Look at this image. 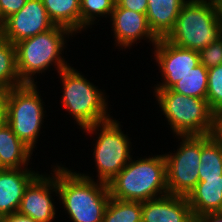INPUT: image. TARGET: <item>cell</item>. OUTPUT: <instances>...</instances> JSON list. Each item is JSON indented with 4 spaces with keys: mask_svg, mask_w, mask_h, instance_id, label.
<instances>
[{
    "mask_svg": "<svg viewBox=\"0 0 222 222\" xmlns=\"http://www.w3.org/2000/svg\"><path fill=\"white\" fill-rule=\"evenodd\" d=\"M57 188L60 205L73 222H102L110 194L108 185L90 176L58 165ZM96 180V182H95ZM62 203V204H61Z\"/></svg>",
    "mask_w": 222,
    "mask_h": 222,
    "instance_id": "cell-1",
    "label": "cell"
},
{
    "mask_svg": "<svg viewBox=\"0 0 222 222\" xmlns=\"http://www.w3.org/2000/svg\"><path fill=\"white\" fill-rule=\"evenodd\" d=\"M73 35L75 37L70 29L54 25L45 32L16 43L17 72L20 80L24 84H37V75L47 72L52 66L57 73L69 66L70 63H67L62 53L67 48V39Z\"/></svg>",
    "mask_w": 222,
    "mask_h": 222,
    "instance_id": "cell-2",
    "label": "cell"
},
{
    "mask_svg": "<svg viewBox=\"0 0 222 222\" xmlns=\"http://www.w3.org/2000/svg\"><path fill=\"white\" fill-rule=\"evenodd\" d=\"M107 185L110 196L120 200L144 202L167 195L164 153L131 158Z\"/></svg>",
    "mask_w": 222,
    "mask_h": 222,
    "instance_id": "cell-3",
    "label": "cell"
},
{
    "mask_svg": "<svg viewBox=\"0 0 222 222\" xmlns=\"http://www.w3.org/2000/svg\"><path fill=\"white\" fill-rule=\"evenodd\" d=\"M58 74L63 90L62 106L81 130L113 117L109 114L111 109L108 110V96H105V90L95 86L72 65L65 67Z\"/></svg>",
    "mask_w": 222,
    "mask_h": 222,
    "instance_id": "cell-4",
    "label": "cell"
},
{
    "mask_svg": "<svg viewBox=\"0 0 222 222\" xmlns=\"http://www.w3.org/2000/svg\"><path fill=\"white\" fill-rule=\"evenodd\" d=\"M222 37L212 0H188L165 39L176 46L199 51Z\"/></svg>",
    "mask_w": 222,
    "mask_h": 222,
    "instance_id": "cell-5",
    "label": "cell"
},
{
    "mask_svg": "<svg viewBox=\"0 0 222 222\" xmlns=\"http://www.w3.org/2000/svg\"><path fill=\"white\" fill-rule=\"evenodd\" d=\"M153 96L173 135L200 136L212 134L214 116L207 99L189 97L171 89H154Z\"/></svg>",
    "mask_w": 222,
    "mask_h": 222,
    "instance_id": "cell-6",
    "label": "cell"
},
{
    "mask_svg": "<svg viewBox=\"0 0 222 222\" xmlns=\"http://www.w3.org/2000/svg\"><path fill=\"white\" fill-rule=\"evenodd\" d=\"M39 94L37 84H24L3 93L5 121L32 151L38 143L46 117V105Z\"/></svg>",
    "mask_w": 222,
    "mask_h": 222,
    "instance_id": "cell-7",
    "label": "cell"
},
{
    "mask_svg": "<svg viewBox=\"0 0 222 222\" xmlns=\"http://www.w3.org/2000/svg\"><path fill=\"white\" fill-rule=\"evenodd\" d=\"M120 121L113 119L93 124L82 131L97 135L93 160L97 168L98 181L108 184L130 161L131 139L122 131Z\"/></svg>",
    "mask_w": 222,
    "mask_h": 222,
    "instance_id": "cell-8",
    "label": "cell"
},
{
    "mask_svg": "<svg viewBox=\"0 0 222 222\" xmlns=\"http://www.w3.org/2000/svg\"><path fill=\"white\" fill-rule=\"evenodd\" d=\"M176 138L178 141L181 138L176 152L164 154L167 190L168 194L187 197L199 182L201 135L177 136Z\"/></svg>",
    "mask_w": 222,
    "mask_h": 222,
    "instance_id": "cell-9",
    "label": "cell"
},
{
    "mask_svg": "<svg viewBox=\"0 0 222 222\" xmlns=\"http://www.w3.org/2000/svg\"><path fill=\"white\" fill-rule=\"evenodd\" d=\"M50 174L39 173L26 187L18 212L36 222H53L56 216V204L52 195L58 196L57 164ZM53 172V173H52Z\"/></svg>",
    "mask_w": 222,
    "mask_h": 222,
    "instance_id": "cell-10",
    "label": "cell"
},
{
    "mask_svg": "<svg viewBox=\"0 0 222 222\" xmlns=\"http://www.w3.org/2000/svg\"><path fill=\"white\" fill-rule=\"evenodd\" d=\"M153 50V59L158 64L163 78L153 89H170L192 68L200 64L198 51L176 46L165 38H159Z\"/></svg>",
    "mask_w": 222,
    "mask_h": 222,
    "instance_id": "cell-11",
    "label": "cell"
},
{
    "mask_svg": "<svg viewBox=\"0 0 222 222\" xmlns=\"http://www.w3.org/2000/svg\"><path fill=\"white\" fill-rule=\"evenodd\" d=\"M54 25L42 0H27L21 10L4 20L0 35L15 45L23 39L51 29Z\"/></svg>",
    "mask_w": 222,
    "mask_h": 222,
    "instance_id": "cell-12",
    "label": "cell"
},
{
    "mask_svg": "<svg viewBox=\"0 0 222 222\" xmlns=\"http://www.w3.org/2000/svg\"><path fill=\"white\" fill-rule=\"evenodd\" d=\"M109 19L115 47L119 49H130L133 44L140 43L137 41L143 39L154 47L159 40L151 30L146 14L115 6Z\"/></svg>",
    "mask_w": 222,
    "mask_h": 222,
    "instance_id": "cell-13",
    "label": "cell"
},
{
    "mask_svg": "<svg viewBox=\"0 0 222 222\" xmlns=\"http://www.w3.org/2000/svg\"><path fill=\"white\" fill-rule=\"evenodd\" d=\"M187 197L167 194L142 202V222H193Z\"/></svg>",
    "mask_w": 222,
    "mask_h": 222,
    "instance_id": "cell-14",
    "label": "cell"
},
{
    "mask_svg": "<svg viewBox=\"0 0 222 222\" xmlns=\"http://www.w3.org/2000/svg\"><path fill=\"white\" fill-rule=\"evenodd\" d=\"M31 169H0V217L18 212L26 187L40 173Z\"/></svg>",
    "mask_w": 222,
    "mask_h": 222,
    "instance_id": "cell-15",
    "label": "cell"
},
{
    "mask_svg": "<svg viewBox=\"0 0 222 222\" xmlns=\"http://www.w3.org/2000/svg\"><path fill=\"white\" fill-rule=\"evenodd\" d=\"M187 200L195 219L205 213L222 212V175L199 181Z\"/></svg>",
    "mask_w": 222,
    "mask_h": 222,
    "instance_id": "cell-16",
    "label": "cell"
},
{
    "mask_svg": "<svg viewBox=\"0 0 222 222\" xmlns=\"http://www.w3.org/2000/svg\"><path fill=\"white\" fill-rule=\"evenodd\" d=\"M33 151L26 146L4 121L0 125V169L28 167Z\"/></svg>",
    "mask_w": 222,
    "mask_h": 222,
    "instance_id": "cell-17",
    "label": "cell"
},
{
    "mask_svg": "<svg viewBox=\"0 0 222 222\" xmlns=\"http://www.w3.org/2000/svg\"><path fill=\"white\" fill-rule=\"evenodd\" d=\"M188 0H148V24L158 38H165L173 29L182 6Z\"/></svg>",
    "mask_w": 222,
    "mask_h": 222,
    "instance_id": "cell-18",
    "label": "cell"
},
{
    "mask_svg": "<svg viewBox=\"0 0 222 222\" xmlns=\"http://www.w3.org/2000/svg\"><path fill=\"white\" fill-rule=\"evenodd\" d=\"M81 0H42L49 19L55 24L80 33Z\"/></svg>",
    "mask_w": 222,
    "mask_h": 222,
    "instance_id": "cell-19",
    "label": "cell"
},
{
    "mask_svg": "<svg viewBox=\"0 0 222 222\" xmlns=\"http://www.w3.org/2000/svg\"><path fill=\"white\" fill-rule=\"evenodd\" d=\"M199 181L220 178L222 175V147L211 134L201 135Z\"/></svg>",
    "mask_w": 222,
    "mask_h": 222,
    "instance_id": "cell-20",
    "label": "cell"
},
{
    "mask_svg": "<svg viewBox=\"0 0 222 222\" xmlns=\"http://www.w3.org/2000/svg\"><path fill=\"white\" fill-rule=\"evenodd\" d=\"M24 85L17 72L16 47L0 35V92Z\"/></svg>",
    "mask_w": 222,
    "mask_h": 222,
    "instance_id": "cell-21",
    "label": "cell"
},
{
    "mask_svg": "<svg viewBox=\"0 0 222 222\" xmlns=\"http://www.w3.org/2000/svg\"><path fill=\"white\" fill-rule=\"evenodd\" d=\"M208 86V69L203 64L192 68L180 81L170 89L189 97L206 99Z\"/></svg>",
    "mask_w": 222,
    "mask_h": 222,
    "instance_id": "cell-22",
    "label": "cell"
},
{
    "mask_svg": "<svg viewBox=\"0 0 222 222\" xmlns=\"http://www.w3.org/2000/svg\"><path fill=\"white\" fill-rule=\"evenodd\" d=\"M102 222H142V202L110 197Z\"/></svg>",
    "mask_w": 222,
    "mask_h": 222,
    "instance_id": "cell-23",
    "label": "cell"
},
{
    "mask_svg": "<svg viewBox=\"0 0 222 222\" xmlns=\"http://www.w3.org/2000/svg\"><path fill=\"white\" fill-rule=\"evenodd\" d=\"M116 0H81L80 2V33L92 28L99 18L111 17ZM98 17V19H97Z\"/></svg>",
    "mask_w": 222,
    "mask_h": 222,
    "instance_id": "cell-24",
    "label": "cell"
},
{
    "mask_svg": "<svg viewBox=\"0 0 222 222\" xmlns=\"http://www.w3.org/2000/svg\"><path fill=\"white\" fill-rule=\"evenodd\" d=\"M206 99L215 115L222 113V64L208 69Z\"/></svg>",
    "mask_w": 222,
    "mask_h": 222,
    "instance_id": "cell-25",
    "label": "cell"
},
{
    "mask_svg": "<svg viewBox=\"0 0 222 222\" xmlns=\"http://www.w3.org/2000/svg\"><path fill=\"white\" fill-rule=\"evenodd\" d=\"M200 63L207 69L222 64V37L198 51Z\"/></svg>",
    "mask_w": 222,
    "mask_h": 222,
    "instance_id": "cell-26",
    "label": "cell"
},
{
    "mask_svg": "<svg viewBox=\"0 0 222 222\" xmlns=\"http://www.w3.org/2000/svg\"><path fill=\"white\" fill-rule=\"evenodd\" d=\"M27 0H0V13L3 20L21 10Z\"/></svg>",
    "mask_w": 222,
    "mask_h": 222,
    "instance_id": "cell-27",
    "label": "cell"
},
{
    "mask_svg": "<svg viewBox=\"0 0 222 222\" xmlns=\"http://www.w3.org/2000/svg\"><path fill=\"white\" fill-rule=\"evenodd\" d=\"M115 6L126 8L134 12L146 14L148 0H116Z\"/></svg>",
    "mask_w": 222,
    "mask_h": 222,
    "instance_id": "cell-28",
    "label": "cell"
},
{
    "mask_svg": "<svg viewBox=\"0 0 222 222\" xmlns=\"http://www.w3.org/2000/svg\"><path fill=\"white\" fill-rule=\"evenodd\" d=\"M211 135L222 147V113L214 116L213 130Z\"/></svg>",
    "mask_w": 222,
    "mask_h": 222,
    "instance_id": "cell-29",
    "label": "cell"
},
{
    "mask_svg": "<svg viewBox=\"0 0 222 222\" xmlns=\"http://www.w3.org/2000/svg\"><path fill=\"white\" fill-rule=\"evenodd\" d=\"M0 222H36V221L29 216L20 214L19 212H15L1 216Z\"/></svg>",
    "mask_w": 222,
    "mask_h": 222,
    "instance_id": "cell-30",
    "label": "cell"
},
{
    "mask_svg": "<svg viewBox=\"0 0 222 222\" xmlns=\"http://www.w3.org/2000/svg\"><path fill=\"white\" fill-rule=\"evenodd\" d=\"M196 220L197 222H222V212L205 213Z\"/></svg>",
    "mask_w": 222,
    "mask_h": 222,
    "instance_id": "cell-31",
    "label": "cell"
},
{
    "mask_svg": "<svg viewBox=\"0 0 222 222\" xmlns=\"http://www.w3.org/2000/svg\"><path fill=\"white\" fill-rule=\"evenodd\" d=\"M219 22L222 24V0H212Z\"/></svg>",
    "mask_w": 222,
    "mask_h": 222,
    "instance_id": "cell-32",
    "label": "cell"
},
{
    "mask_svg": "<svg viewBox=\"0 0 222 222\" xmlns=\"http://www.w3.org/2000/svg\"><path fill=\"white\" fill-rule=\"evenodd\" d=\"M5 121V106L3 100V93L0 92V125Z\"/></svg>",
    "mask_w": 222,
    "mask_h": 222,
    "instance_id": "cell-33",
    "label": "cell"
},
{
    "mask_svg": "<svg viewBox=\"0 0 222 222\" xmlns=\"http://www.w3.org/2000/svg\"><path fill=\"white\" fill-rule=\"evenodd\" d=\"M3 24H4V20L2 19L1 13H0V32H1V29L3 27Z\"/></svg>",
    "mask_w": 222,
    "mask_h": 222,
    "instance_id": "cell-34",
    "label": "cell"
}]
</instances>
